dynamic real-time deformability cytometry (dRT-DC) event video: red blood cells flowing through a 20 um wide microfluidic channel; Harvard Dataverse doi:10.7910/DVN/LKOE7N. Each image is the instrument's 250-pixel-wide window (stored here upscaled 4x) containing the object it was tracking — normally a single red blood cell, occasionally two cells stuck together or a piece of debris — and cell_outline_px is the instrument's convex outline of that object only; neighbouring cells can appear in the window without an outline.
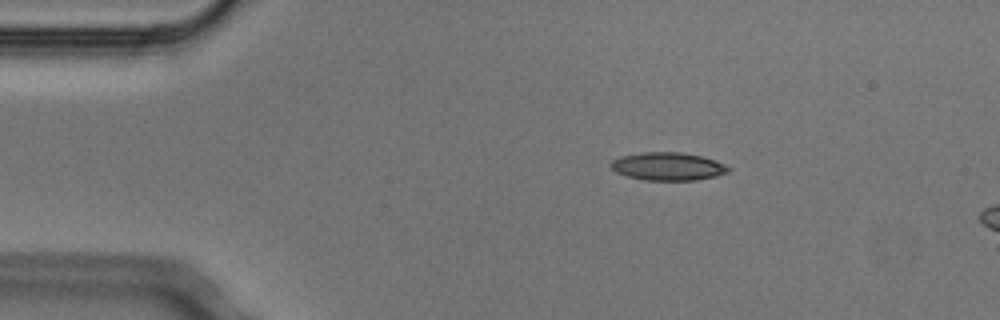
{"species": "Egyptian fruit bat (a non-hibernating species)", "species_latin": "Rousettus aegyptiacus", "temperature_condition": "cold", "stored_images_in_passage": 2, "camera_frame_rate_fps": 3000, "um_per_image_px": 0.085, "animal": {"sex": "male"}, "frame": {"image": 1, "passage_image": 1, "time_ms": 0.0, "image_size_px": [1000, 320], "cell_outline_px": [[732, 168], [728, 172], [716, 176], [696, 180], [644, 180], [628, 176], [616, 172], [608, 164], [612, 160], [620, 156], [640, 152], [680, 152], [700, 156], [716, 160]], "centroid_in_image_um": [56.76, 14.14], "position_along_channel_um": 28.2, "area_um2": 19.25}}